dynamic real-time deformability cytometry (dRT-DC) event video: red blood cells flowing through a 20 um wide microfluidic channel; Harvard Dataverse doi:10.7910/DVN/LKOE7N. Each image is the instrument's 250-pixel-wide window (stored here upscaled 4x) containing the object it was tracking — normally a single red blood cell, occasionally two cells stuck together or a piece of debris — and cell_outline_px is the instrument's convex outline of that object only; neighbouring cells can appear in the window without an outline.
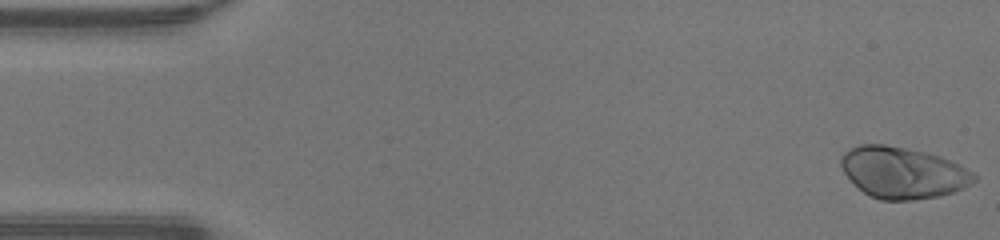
{"species": "human", "species_latin": "Homo sapiens", "temperature_condition": "warm", "stored_images_in_passage": 47, "camera_frame_rate_fps": 3000, "um_per_image_px": 0.085, "donor": {"sex": "male"}, "frame": {"image": 1, "passage_image": 1, "time_ms": 0.0, "image_size_px": [1000, 240], "cell_outline_px": [[976, 180], [972, 184], [964, 188], [940, 196], [912, 200], [880, 200], [864, 192], [844, 172], [840, 164], [840, 156], [848, 148], [860, 144], [884, 144], [924, 152], [940, 156], [972, 172], [976, 176]], "centroid_in_image_um": [76.72, 14.67], "position_along_channel_um": 8.3, "area_um2": 39.48}}
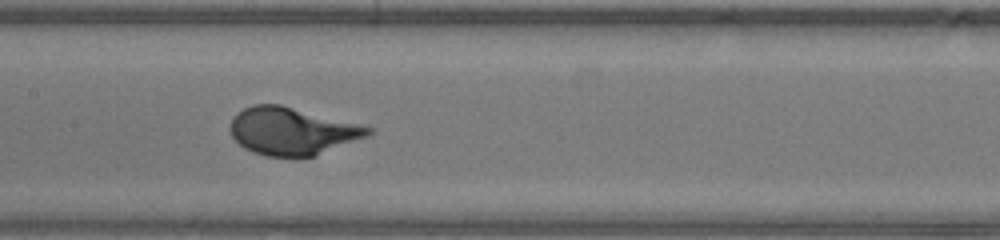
{"frame": {"image": 2, "passage_image": 23, "time_ms": 7.333, "image_size_px": [1000, 240], "cell_outline_px": [[372, 132], [368, 136], [316, 156], [268, 156], [252, 152], [244, 148], [232, 136], [232, 116], [236, 112], [252, 104], [280, 104], [372, 128]], "centroid_in_image_um": [24.8, 11.14], "position_along_channel_um": 182.6, "area_um2": 37.69}}
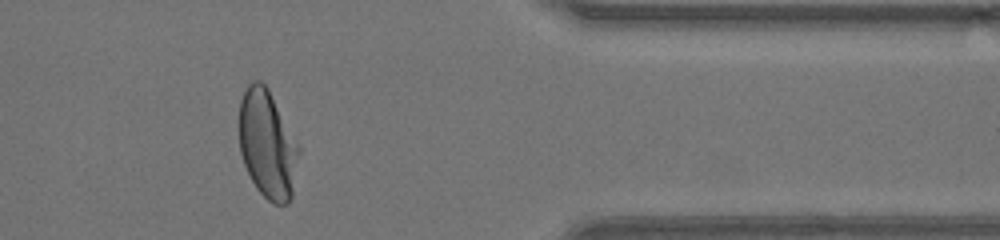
{"frame": {"image": 3, "passage_image": 39, "time_ms": 12.667, "image_size_px": [1000, 240], "cell_outline_px": [[300, 152], [292, 196], [288, 204], [272, 204], [256, 188], [244, 164], [240, 152], [240, 100], [248, 84], [252, 80], [260, 80], [268, 88], [300, 144]], "centroid_in_image_um": [22.76, 12.27], "position_along_channel_um": 388.6, "area_um2": 37.92}}